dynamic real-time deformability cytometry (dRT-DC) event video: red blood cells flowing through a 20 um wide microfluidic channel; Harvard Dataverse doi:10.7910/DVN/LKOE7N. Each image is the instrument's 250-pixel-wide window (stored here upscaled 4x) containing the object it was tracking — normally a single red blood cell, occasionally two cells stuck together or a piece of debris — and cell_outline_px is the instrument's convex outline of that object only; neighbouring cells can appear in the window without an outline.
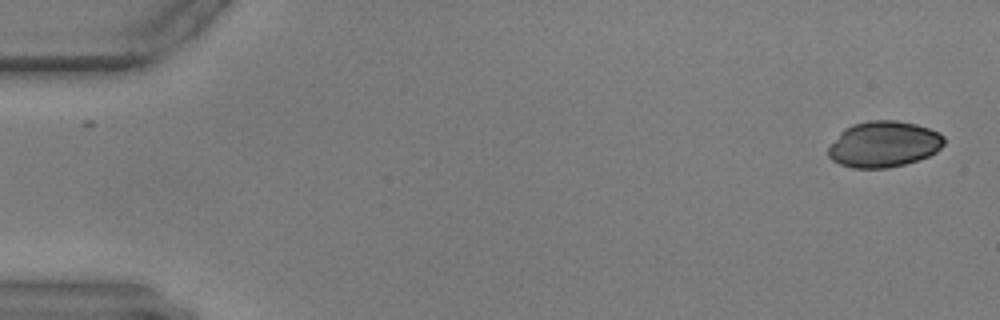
{"species": "common noctule bat (a hibernating species)", "species_latin": "Nyctalus noctula", "temperature_condition": "warm", "stored_images_in_passage": 57, "camera_frame_rate_fps": 3000, "um_per_image_px": 0.085, "animal": {"sex": "male", "body_mass_g": 17.9, "forearm_length_mm": 54.2}, "frame": {"image": 1, "passage_image": 1, "time_ms": 0.0, "image_size_px": [1000, 320], "cell_outline_px": [[944, 144], [936, 152], [928, 156], [904, 164], [888, 168], [852, 168], [840, 164], [832, 160], [828, 156], [828, 148], [840, 132], [844, 128], [852, 124], [868, 120], [896, 120], [916, 124], [940, 132], [944, 136]], "centroid_in_image_um": [75.11, 12.25], "position_along_channel_um": 9.9, "area_um2": 31.15}}
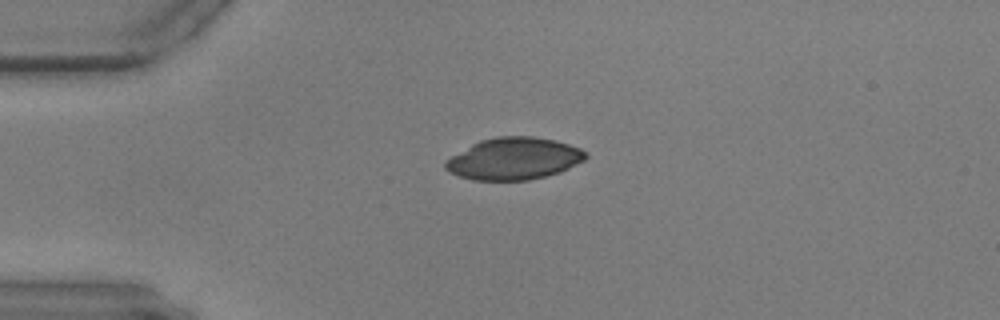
{"frame": {"image": 2, "passage_image": 13, "time_ms": 4.0, "image_size_px": [1000, 320], "cell_outline_px": [[588, 156], [584, 160], [560, 172], [528, 180], [472, 180], [448, 172], [444, 168], [444, 160], [472, 144], [480, 140], [500, 136], [532, 136], [556, 140], [580, 148], [588, 152]], "centroid_in_image_um": [43.67, 13.48], "position_along_channel_um": 41.3, "area_um2": 34.39}}
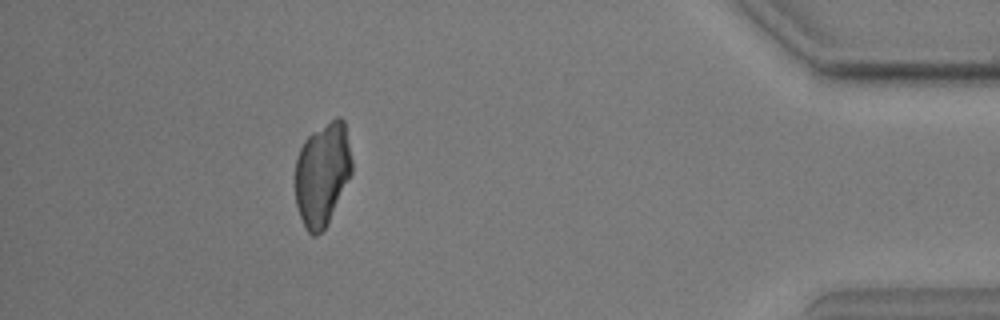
{"frame": {"image": 3, "passage_image": 51, "time_ms": 16.667, "image_size_px": [1000, 320], "cell_outline_px": [[352, 172], [328, 224], [316, 236], [312, 236], [304, 228], [296, 204], [296, 160], [300, 148], [304, 140], [312, 132], [336, 116], [340, 116], [344, 120], [352, 160]], "centroid_in_image_um": [27.4, 14.79], "position_along_channel_um": 407.8, "area_um2": 34.16}}